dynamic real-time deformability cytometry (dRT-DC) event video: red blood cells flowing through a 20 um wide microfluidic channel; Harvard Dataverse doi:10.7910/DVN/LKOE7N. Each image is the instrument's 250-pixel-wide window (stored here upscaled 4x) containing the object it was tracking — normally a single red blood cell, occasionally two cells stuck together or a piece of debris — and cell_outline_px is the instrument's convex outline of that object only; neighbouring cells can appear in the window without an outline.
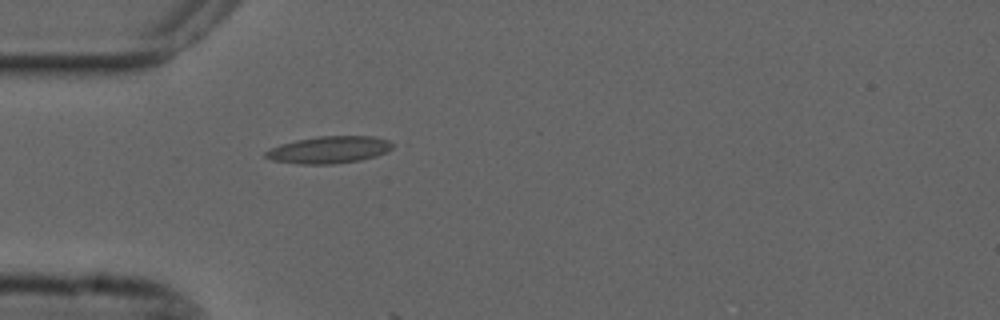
{"species": "common noctule bat (a hibernating species)", "species_latin": "Nyctalus noctula", "temperature_condition": "cold", "stored_images_in_passage": 4, "camera_frame_rate_fps": 3000, "um_per_image_px": 0.085, "animal": {"sex": "male", "forearm_length_mm": 52.5}, "frame": {"image": 1, "passage_image": 2, "time_ms": 0.333, "image_size_px": [1000, 320], "cell_outline_px": [[396, 144], [388, 152], [376, 156], [360, 160], [332, 164], [300, 164], [272, 160], [264, 156], [264, 152], [280, 144], [296, 140], [320, 136], [372, 136], [388, 140]], "centroid_in_image_um": [28.01, 12.73], "position_along_channel_um": 57.0, "area_um2": 20.06}}